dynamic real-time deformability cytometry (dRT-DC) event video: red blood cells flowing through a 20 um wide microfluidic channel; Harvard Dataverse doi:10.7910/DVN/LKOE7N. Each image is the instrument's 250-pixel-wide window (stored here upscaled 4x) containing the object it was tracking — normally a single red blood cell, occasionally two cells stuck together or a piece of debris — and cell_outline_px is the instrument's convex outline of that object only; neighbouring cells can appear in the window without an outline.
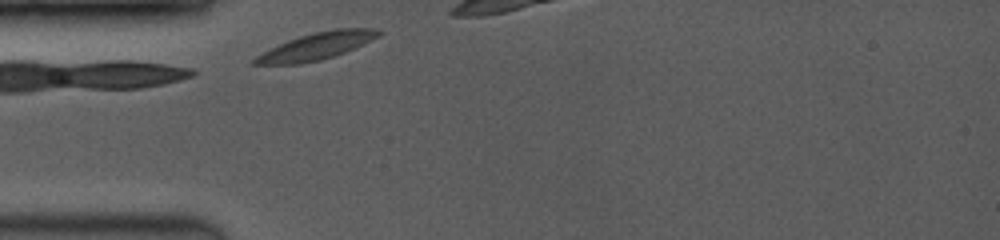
{"species": "common noctule bat (a hibernating species)", "species_latin": "Nyctalus noctula", "temperature_condition": "room temperature", "stored_images_in_passage": 9, "camera_frame_rate_fps": 3500, "um_per_image_px": 0.085, "animal": {"sex": "female", "body_mass_g": 19.0, "forearm_length_mm": 53.3}, "frame": {"image": 1, "passage_image": 1, "time_ms": 0.0, "image_size_px": [1000, 240], "cell_outline_px": [[384, 32], [380, 36], [372, 40], [344, 52], [320, 60], [300, 64], [252, 64], [252, 60], [256, 56], [288, 40], [312, 32], [336, 28], [376, 28]], "centroid_in_image_um": [26.95, 3.9], "position_along_channel_um": 58.0, "area_um2": 19.31}}
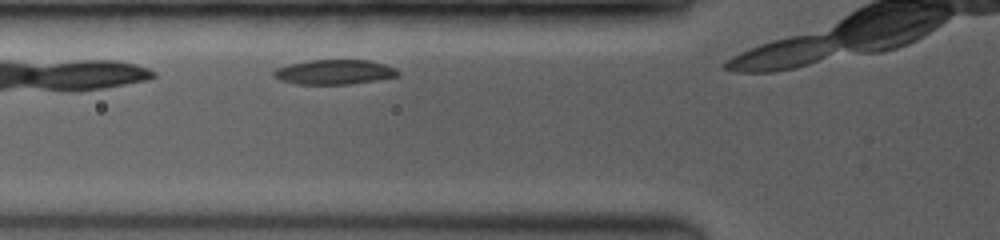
{"frame": {"image": 2, "passage_image": 6, "time_ms": 1.143, "image_size_px": [1000, 240], "cell_outline_px": [[400, 76], [376, 80], [348, 84], [296, 84], [280, 80], [272, 76], [272, 72], [276, 68], [308, 60], [368, 60], [384, 64], [396, 68], [400, 72]], "centroid_in_image_um": [28.43, 6.12], "position_along_channel_um": 97.4, "area_um2": 17.92}}